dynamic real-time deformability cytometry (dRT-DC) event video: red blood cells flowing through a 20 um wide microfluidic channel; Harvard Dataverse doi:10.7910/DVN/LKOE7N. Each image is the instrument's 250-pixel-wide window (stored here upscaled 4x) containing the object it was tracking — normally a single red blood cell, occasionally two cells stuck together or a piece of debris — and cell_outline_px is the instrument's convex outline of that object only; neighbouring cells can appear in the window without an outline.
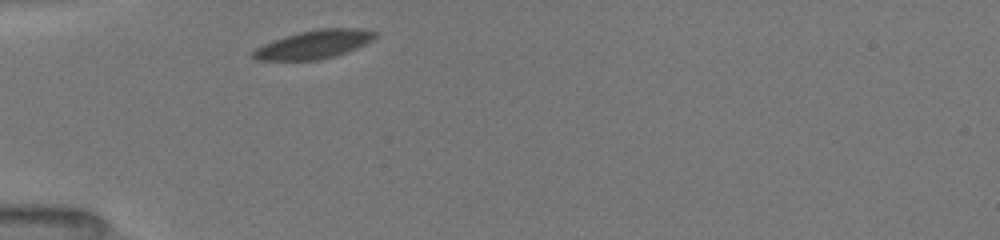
{"species": "common noctule bat (a hibernating species)", "species_latin": "Nyctalus noctula", "temperature_condition": "room temperature", "stored_images_in_passage": 1, "camera_frame_rate_fps": 3000, "um_per_image_px": 0.085, "animal": {"sex": "female", "body_mass_g": 19.5, "forearm_length_mm": 54.1}, "frame": {"image": 1, "passage_image": 1, "time_ms": 0.0, "image_size_px": [1000, 240], "cell_outline_px": [[376, 36], [372, 40], [356, 48], [332, 56], [316, 60], [260, 60], [252, 56], [252, 52], [256, 48], [272, 40], [300, 32], [320, 28], [364, 28], [376, 32]], "centroid_in_image_um": [26.69, 3.76], "position_along_channel_um": 58.3, "area_um2": 19.88}}